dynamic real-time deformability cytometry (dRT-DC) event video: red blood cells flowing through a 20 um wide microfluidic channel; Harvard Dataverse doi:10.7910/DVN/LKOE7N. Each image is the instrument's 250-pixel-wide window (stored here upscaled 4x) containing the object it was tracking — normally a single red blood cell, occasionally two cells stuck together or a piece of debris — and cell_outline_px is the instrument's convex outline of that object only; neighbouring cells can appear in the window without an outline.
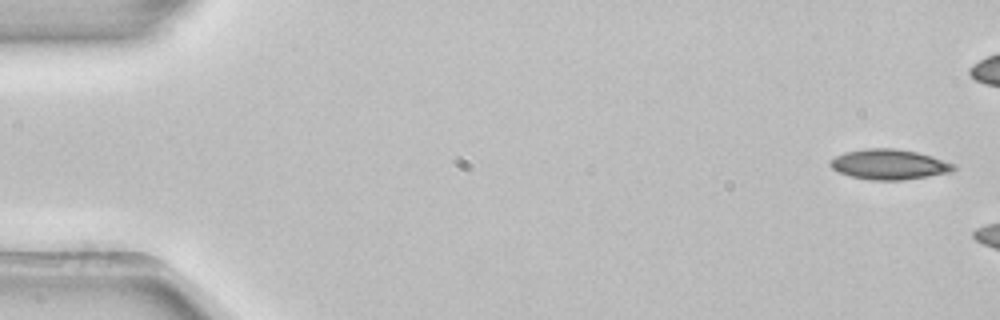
{"species": "common noctule bat (a hibernating species)", "species_latin": "Nyctalus noctula", "temperature_condition": "room temperature", "stored_images_in_passage": 2, "camera_frame_rate_fps": 3000, "um_per_image_px": 0.085, "animal": {"sex": "female", "body_mass_g": 22.7, "forearm_length_mm": 54.2}, "frame": {"image": 1, "passage_image": 1, "time_ms": 0.0, "image_size_px": [1000, 320], "cell_outline_px": [[956, 168], [948, 172], [904, 180], [872, 180], [852, 176], [840, 172], [832, 168], [828, 164], [828, 160], [844, 152], [864, 148], [896, 148], [916, 152], [932, 156], [956, 164]], "centroid_in_image_um": [75.55, 13.96], "position_along_channel_um": 9.5, "area_um2": 21.68}}